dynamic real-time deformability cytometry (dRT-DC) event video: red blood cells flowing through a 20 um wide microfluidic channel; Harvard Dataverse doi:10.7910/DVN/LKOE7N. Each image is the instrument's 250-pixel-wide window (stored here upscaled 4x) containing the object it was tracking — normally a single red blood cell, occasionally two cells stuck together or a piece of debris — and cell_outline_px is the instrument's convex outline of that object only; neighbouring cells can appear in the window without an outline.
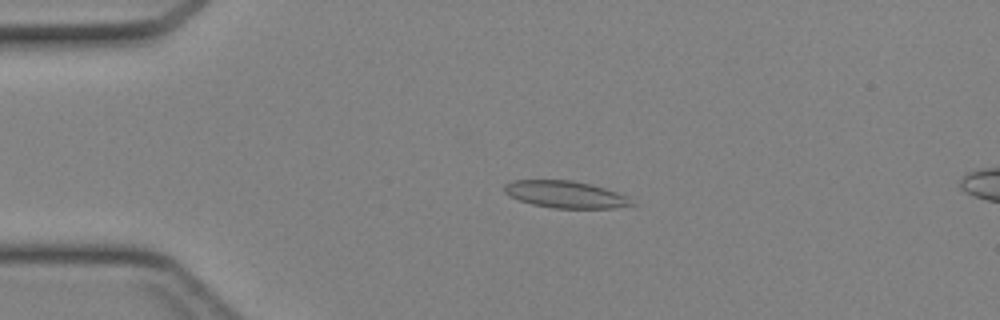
{"species": "Egyptian fruit bat (a non-hibernating species)", "species_latin": "Rousettus aegyptiacus", "temperature_condition": "cold", "stored_images_in_passage": 33, "camera_frame_rate_fps": 3000, "um_per_image_px": 0.085, "animal": {"sex": "female"}, "frame": {"image": 1, "passage_image": 2, "time_ms": 0.333, "image_size_px": [1000, 320], "cell_outline_px": [[636, 204], [612, 208], [556, 208], [532, 204], [520, 200], [504, 192], [504, 184], [512, 180], [572, 180], [592, 184], [616, 192], [624, 196]], "centroid_in_image_um": [48.03, 16.51], "position_along_channel_um": 37.0, "area_um2": 19.77}}
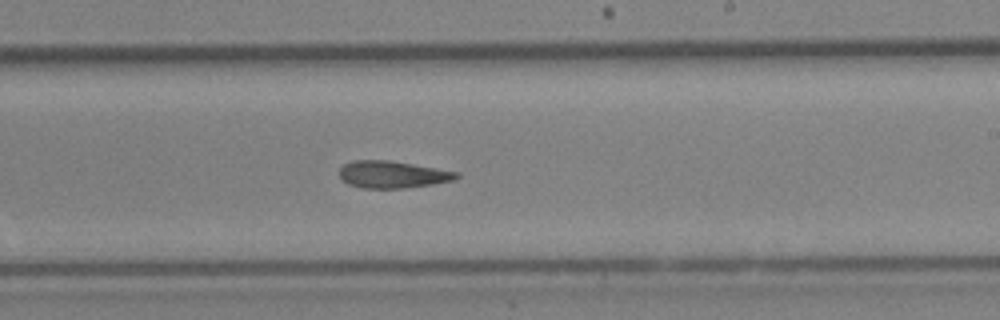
{"frame": {"image": 2, "passage_image": 19, "time_ms": 6.0, "image_size_px": [1000, 320], "cell_outline_px": [[460, 176], [452, 180], [432, 184], [404, 188], [360, 188], [348, 184], [340, 180], [340, 168], [344, 164], [352, 160], [388, 160], [460, 172]], "centroid_in_image_um": [33.32, 14.83], "position_along_channel_um": 255.7, "area_um2": 18.5}}
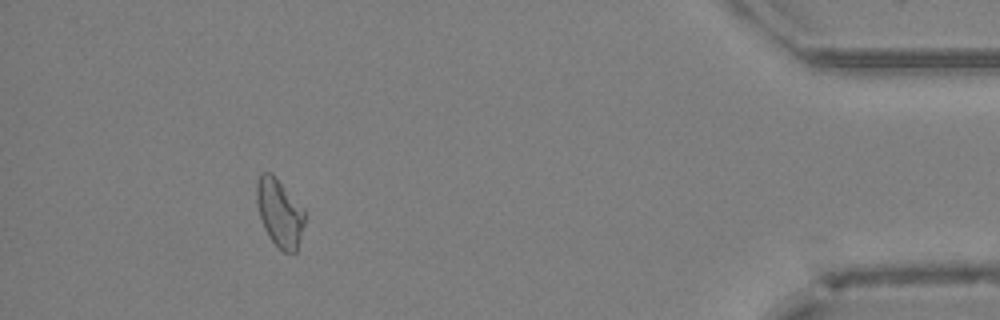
{"frame": {"image": 3, "passage_image": 33, "time_ms": 10.667, "image_size_px": [1000, 320], "cell_outline_px": [[304, 224], [296, 252], [284, 252], [268, 236], [264, 228], [260, 216], [256, 200], [256, 184], [260, 176], [264, 172], [272, 172], [276, 176], [304, 208]], "centroid_in_image_um": [23.76, 18.05], "position_along_channel_um": 411.4, "area_um2": 18.9}}